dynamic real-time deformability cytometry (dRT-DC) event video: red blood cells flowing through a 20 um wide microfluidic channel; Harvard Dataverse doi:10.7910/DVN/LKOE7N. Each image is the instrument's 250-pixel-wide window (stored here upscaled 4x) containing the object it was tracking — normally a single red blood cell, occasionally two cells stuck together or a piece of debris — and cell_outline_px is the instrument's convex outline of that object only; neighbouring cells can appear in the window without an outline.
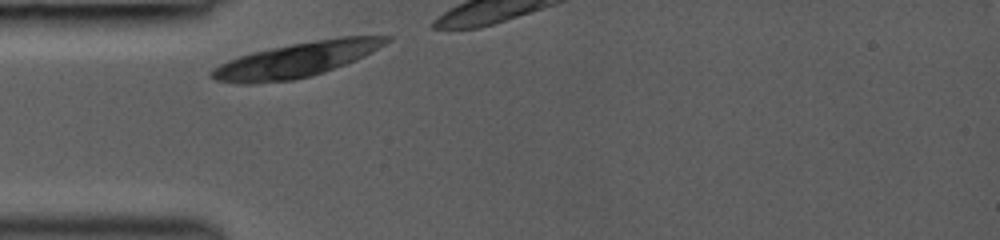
{"species": "common noctule bat (a hibernating species)", "species_latin": "Nyctalus noctula", "temperature_condition": "room temperature", "stored_images_in_passage": 5, "camera_frame_rate_fps": 3000, "um_per_image_px": 0.085, "animal": {"sex": "female", "body_mass_g": 19.0, "forearm_length_mm": 53.3}, "frame": {"image": 1, "passage_image": 1, "time_ms": 0.0, "image_size_px": [1000, 240], "cell_outline_px": [[392, 40], [372, 52], [356, 60], [324, 72], [312, 76], [292, 80], [252, 84], [236, 84], [216, 80], [208, 72], [212, 68], [228, 60], [252, 52], [292, 44], [340, 36], [392, 36]], "centroid_in_image_um": [25.2, 5.09], "position_along_channel_um": 59.8, "area_um2": 35.32}}